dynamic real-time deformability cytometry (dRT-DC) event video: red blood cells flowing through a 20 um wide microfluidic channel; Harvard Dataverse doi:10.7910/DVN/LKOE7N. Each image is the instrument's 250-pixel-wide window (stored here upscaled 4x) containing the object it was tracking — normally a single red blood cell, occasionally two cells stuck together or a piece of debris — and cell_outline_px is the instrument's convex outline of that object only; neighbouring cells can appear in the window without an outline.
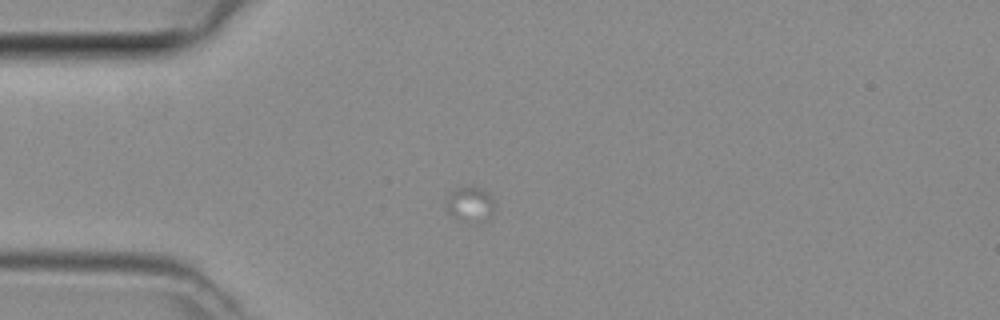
{"species": "common noctule bat (a hibernating species)", "species_latin": "Nyctalus noctula", "temperature_condition": "room temperature", "stored_images_in_passage": 4, "camera_frame_rate_fps": 3000, "um_per_image_px": 0.085, "animal": {"sex": "female", "body_mass_g": 29.2, "forearm_length_mm": 56.3}, "frame": {"image": 1, "passage_image": 1, "time_ms": 0.0, "image_size_px": [1000, 320], "cell_outline_px": [[492, 216], [488, 220], [476, 224], [472, 224], [460, 220], [448, 212], [444, 208], [444, 204], [448, 196], [460, 184], [480, 188], [488, 192], [492, 196]], "centroid_in_image_um": [39.93, 17.37], "position_along_channel_um": 45.1, "area_um2": 10.35}}